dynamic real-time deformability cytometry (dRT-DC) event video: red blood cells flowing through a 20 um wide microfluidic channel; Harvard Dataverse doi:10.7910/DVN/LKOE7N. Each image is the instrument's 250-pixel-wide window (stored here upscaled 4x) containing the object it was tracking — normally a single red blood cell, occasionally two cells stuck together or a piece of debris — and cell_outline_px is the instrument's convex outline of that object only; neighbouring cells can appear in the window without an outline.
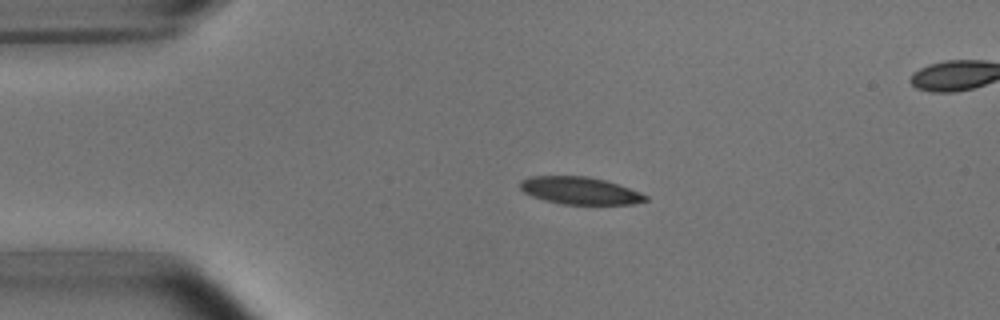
{"species": "common noctule bat (a hibernating species)", "species_latin": "Nyctalus noctula", "temperature_condition": "room temperature", "stored_images_in_passage": 4, "segment_of_instrument_passage": [1, 2], "camera_frame_rate_fps": 3000, "um_per_image_px": 0.085, "animal": {"sex": "male", "body_mass_g": 15.6}, "frame": {"image": 1, "passage_image": 2, "time_ms": 1.333, "image_size_px": [1000, 320], "cell_outline_px": [[648, 200], [632, 204], [564, 204], [544, 200], [532, 196], [524, 192], [520, 188], [520, 180], [532, 176], [588, 176], [604, 180], [640, 192], [648, 196]], "centroid_in_image_um": [49.27, 16.2], "position_along_channel_um": 35.7, "area_um2": 19.83}}